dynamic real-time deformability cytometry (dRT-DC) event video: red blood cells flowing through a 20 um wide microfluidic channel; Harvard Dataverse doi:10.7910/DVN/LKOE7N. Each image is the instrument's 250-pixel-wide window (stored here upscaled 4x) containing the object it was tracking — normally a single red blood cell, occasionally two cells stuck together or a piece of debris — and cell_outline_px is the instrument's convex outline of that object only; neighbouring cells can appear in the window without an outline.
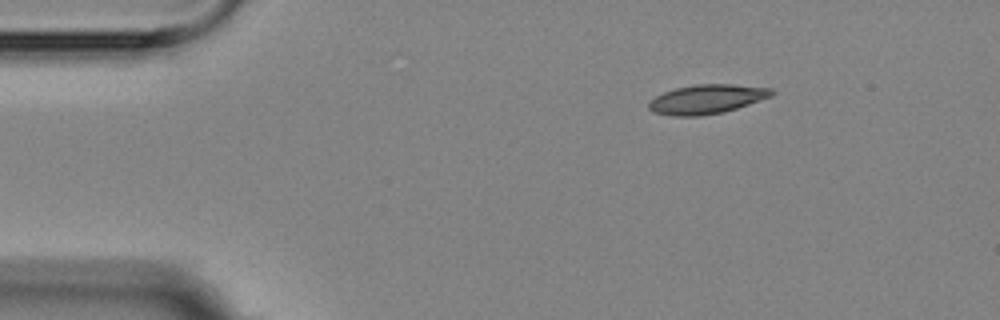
{"species": "Egyptian fruit bat (a non-hibernating species)", "species_latin": "Rousettus aegyptiacus", "temperature_condition": "room temperature", "stored_images_in_passage": 4, "segment_of_instrument_passage": [1, 2], "camera_frame_rate_fps": 3000, "um_per_image_px": 0.085, "animal": {"sex": "female"}, "frame": {"image": 1, "passage_image": 1, "time_ms": 0.0, "image_size_px": [1000, 320], "cell_outline_px": [[776, 92], [772, 96], [724, 112], [700, 116], [672, 116], [652, 112], [648, 108], [648, 100], [664, 92], [676, 88], [696, 84], [732, 84], [772, 88]], "centroid_in_image_um": [60.06, 8.43], "position_along_channel_um": 24.9, "area_um2": 21.04}}